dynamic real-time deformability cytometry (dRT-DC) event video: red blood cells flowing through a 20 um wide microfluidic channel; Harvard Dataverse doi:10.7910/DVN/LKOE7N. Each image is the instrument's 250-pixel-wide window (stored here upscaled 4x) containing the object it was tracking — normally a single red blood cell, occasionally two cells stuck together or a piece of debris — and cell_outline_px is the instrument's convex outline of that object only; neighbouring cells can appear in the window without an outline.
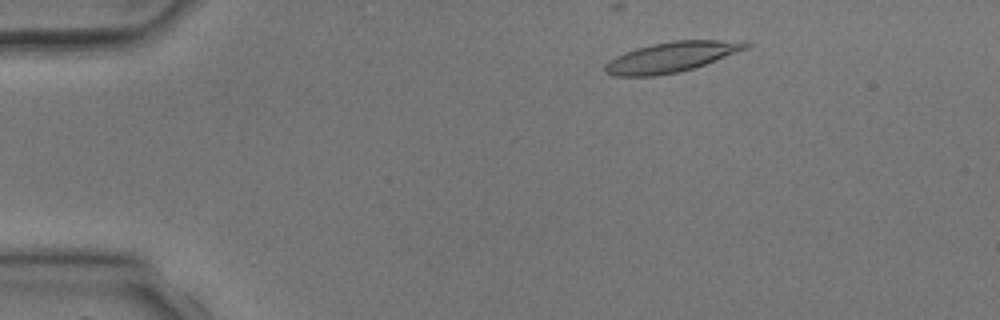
{"species": "common noctule bat (a hibernating species)", "species_latin": "Nyctalus noctula", "temperature_condition": "room temperature", "stored_images_in_passage": 3, "camera_frame_rate_fps": 3000, "um_per_image_px": 0.085, "animal": {"sex": "male", "body_mass_g": 17.9, "forearm_length_mm": 54.2}, "frame": {"image": 1, "passage_image": 1, "time_ms": 0.0, "image_size_px": [1000, 320], "cell_outline_px": [[752, 44], [748, 48], [704, 64], [680, 72], [656, 76], [612, 76], [604, 72], [604, 64], [608, 60], [624, 52], [636, 48], [652, 44], [672, 40], [748, 40]], "centroid_in_image_um": [57.06, 4.84], "position_along_channel_um": 27.9, "area_um2": 25.03}}